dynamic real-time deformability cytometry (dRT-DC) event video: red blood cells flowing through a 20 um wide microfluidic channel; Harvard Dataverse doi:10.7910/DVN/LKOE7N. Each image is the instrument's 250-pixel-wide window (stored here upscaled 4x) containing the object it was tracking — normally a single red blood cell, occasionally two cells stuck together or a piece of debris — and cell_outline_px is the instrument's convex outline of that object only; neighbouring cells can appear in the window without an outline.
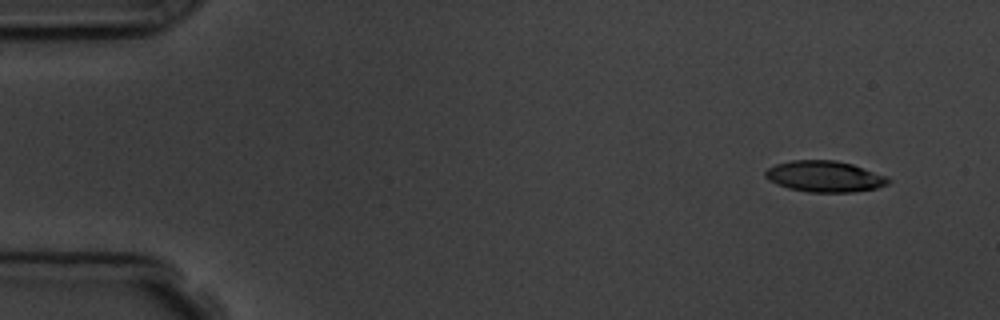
{"species": "common noctule bat (a hibernating species)", "species_latin": "Nyctalus noctula", "temperature_condition": "room temperature", "stored_images_in_passage": 4, "camera_frame_rate_fps": 3000, "um_per_image_px": 0.085, "animal": {"sex": "male", "body_mass_g": 19.5, "forearm_length_mm": 54.6}, "frame": {"image": 1, "passage_image": 1, "time_ms": 0.0, "image_size_px": [1000, 320], "cell_outline_px": [[892, 180], [888, 184], [876, 188], [852, 192], [808, 192], [788, 188], [776, 184], [768, 180], [764, 176], [764, 172], [768, 168], [776, 164], [792, 160], [836, 160], [852, 164], [888, 176]], "centroid_in_image_um": [70.09, 15.0], "position_along_channel_um": 14.9, "area_um2": 22.43}}
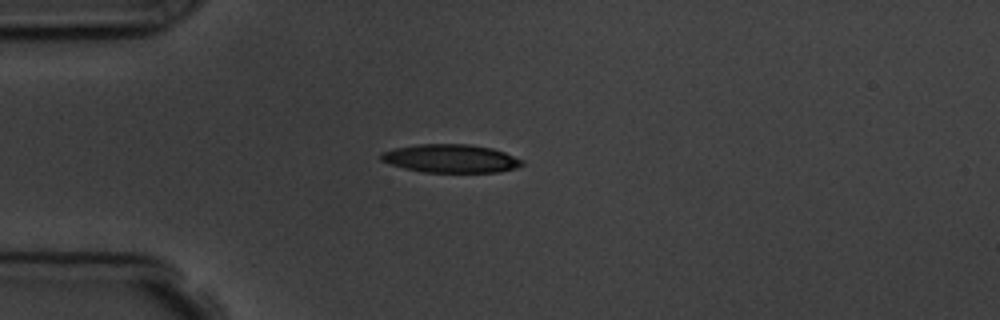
{"frame": {"image": 2, "passage_image": 4, "time_ms": 3.333, "image_size_px": [1000, 320], "cell_outline_px": [[524, 164], [516, 168], [500, 172], [424, 172], [404, 168], [380, 160], [380, 152], [396, 148], [416, 144], [468, 144], [492, 148], [504, 152], [524, 160]], "centroid_in_image_um": [38.33, 13.47], "position_along_channel_um": 46.7, "area_um2": 23.29}}